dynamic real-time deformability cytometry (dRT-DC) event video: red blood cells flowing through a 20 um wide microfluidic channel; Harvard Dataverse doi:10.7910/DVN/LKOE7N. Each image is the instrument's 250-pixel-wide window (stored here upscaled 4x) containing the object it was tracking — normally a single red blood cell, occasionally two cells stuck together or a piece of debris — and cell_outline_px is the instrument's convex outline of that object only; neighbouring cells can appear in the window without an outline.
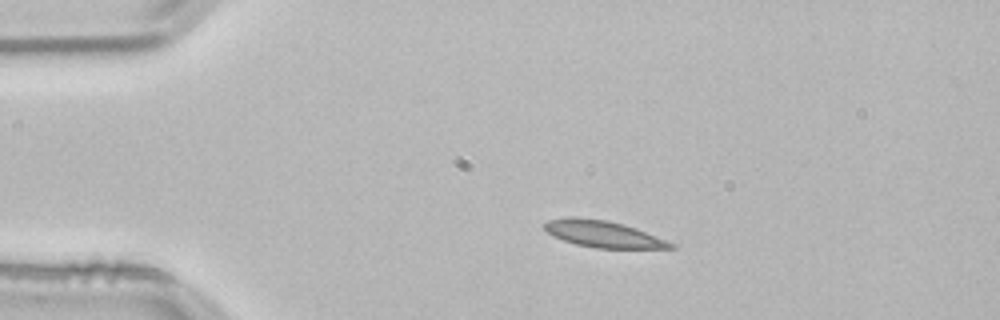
{"species": "common noctule bat (a hibernating species)", "species_latin": "Nyctalus noctula", "temperature_condition": "room temperature", "stored_images_in_passage": 44, "camera_frame_rate_fps": 3000, "um_per_image_px": 0.085, "animal": {"sex": "male", "body_mass_g": 21.5, "forearm_length_mm": 52.0}, "frame": {"image": 1, "passage_image": 1, "time_ms": 0.0, "image_size_px": [1000, 320], "cell_outline_px": [[676, 248], [596, 248], [576, 244], [552, 236], [544, 228], [544, 224], [548, 220], [572, 216], [576, 216], [608, 220], [624, 224], [636, 228], [676, 244]], "centroid_in_image_um": [51.26, 19.88], "position_along_channel_um": 33.7, "area_um2": 19.59}}
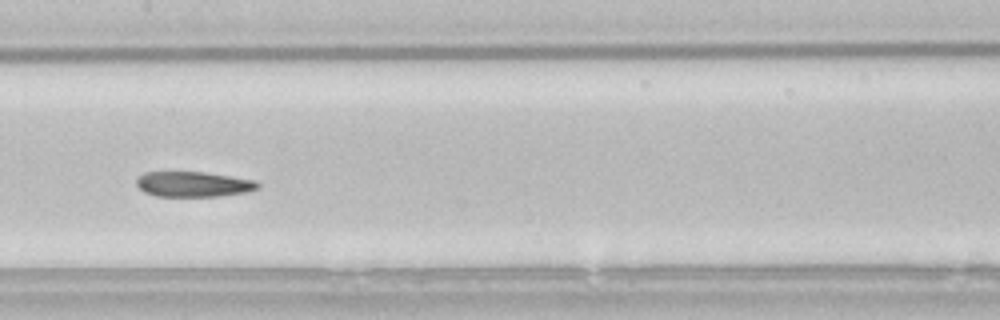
{"frame": {"image": 2, "passage_image": 17, "time_ms": 5.333, "image_size_px": [1000, 320], "cell_outline_px": [[260, 188], [244, 192], [220, 196], [156, 196], [144, 192], [136, 184], [136, 180], [144, 172], [204, 172], [256, 180], [260, 184]], "centroid_in_image_um": [16.45, 15.65], "position_along_channel_um": 191.0, "area_um2": 17.8}}
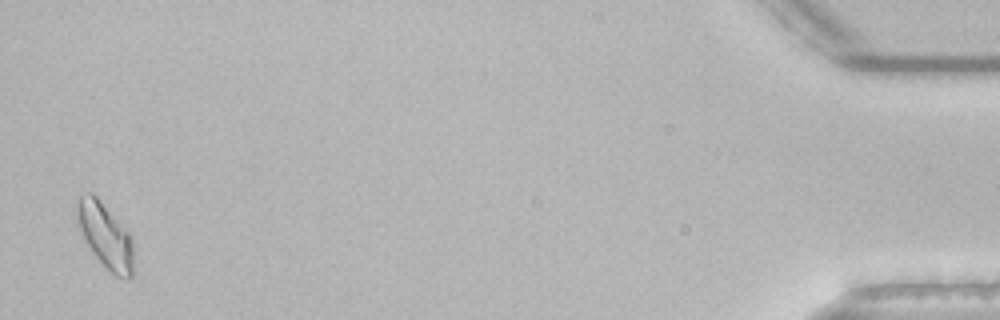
{"frame": {"image": 3, "passage_image": 43, "time_ms": 14.0, "image_size_px": [1000, 320], "cell_outline_px": [[132, 276], [116, 276], [108, 272], [84, 240], [80, 228], [76, 208], [80, 196], [88, 192], [92, 192], [100, 200], [132, 236]], "centroid_in_image_um": [8.95, 20.02], "position_along_channel_um": 426.3, "area_um2": 20.87}, "authors_computed_cell_mechanics": {"area_um2": 18.8139, "velocity_mm_per_s": 3.7734, "shape_relaxation_time_tau1_ms": null, "shape_relaxation_time_tau2_ms": 4.2864, "deformation_change_tau1": null, "deformation_change_tau2": 0.0921}}